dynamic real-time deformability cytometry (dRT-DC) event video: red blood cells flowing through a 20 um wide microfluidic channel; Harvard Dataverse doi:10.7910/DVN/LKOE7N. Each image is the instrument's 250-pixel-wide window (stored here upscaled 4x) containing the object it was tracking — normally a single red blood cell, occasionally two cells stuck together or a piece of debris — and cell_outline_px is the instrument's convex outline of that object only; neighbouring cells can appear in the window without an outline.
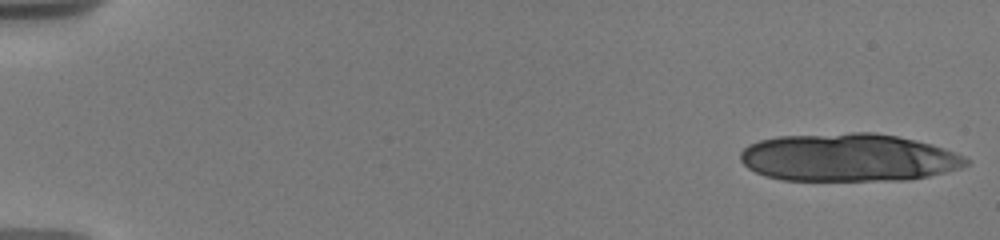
{"species": "human", "species_latin": "Homo sapiens", "temperature_condition": "warm", "stored_images_in_passage": 35, "camera_frame_rate_fps": 3000, "um_per_image_px": 0.085, "donor": {"sex": "male"}, "frame": {"image": 1, "passage_image": 1, "time_ms": 0.0, "image_size_px": [1000, 240], "cell_outline_px": [[968, 164], [960, 168], [928, 176], [908, 180], [780, 180], [764, 176], [748, 168], [740, 160], [740, 152], [748, 144], [760, 140], [776, 136], [852, 132], [876, 132], [896, 136], [944, 148], [964, 156], [968, 160]], "centroid_in_image_um": [72.06, 13.39], "position_along_channel_um": 12.9, "area_um2": 63.06}}
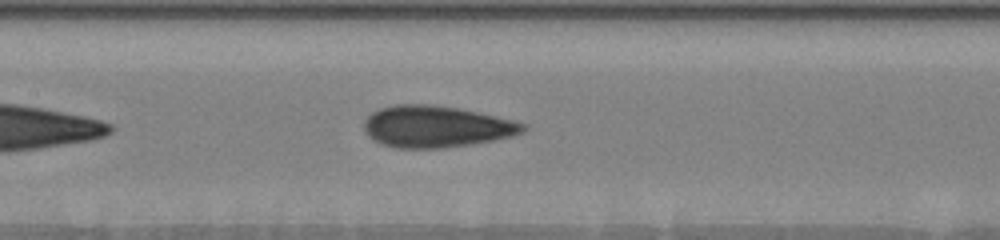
{"frame": {"image": 2, "passage_image": 24, "time_ms": 9.0, "image_size_px": [1000, 240], "cell_outline_px": [[528, 128], [524, 132], [512, 136], [496, 140], [472, 144], [444, 148], [396, 148], [380, 144], [372, 140], [364, 132], [364, 120], [372, 112], [380, 108], [396, 104], [432, 104], [456, 108], [476, 112], [512, 120], [528, 124]], "centroid_in_image_um": [37.06, 10.77], "position_along_channel_um": 170.3, "area_um2": 38.84}}
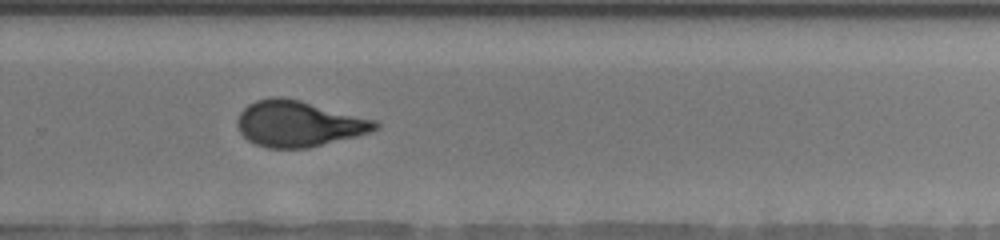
{"frame": {"image": 3, "passage_image": 33, "time_ms": 12.667, "image_size_px": [1000, 240], "cell_outline_px": [[380, 128], [372, 132], [308, 148], [268, 148], [256, 144], [248, 140], [240, 132], [236, 124], [236, 120], [240, 112], [248, 104], [256, 100], [272, 96], [284, 96], [300, 100], [376, 120], [380, 124]], "centroid_in_image_um": [25.38, 10.51], "position_along_channel_um": 304.4, "area_um2": 37.05}}